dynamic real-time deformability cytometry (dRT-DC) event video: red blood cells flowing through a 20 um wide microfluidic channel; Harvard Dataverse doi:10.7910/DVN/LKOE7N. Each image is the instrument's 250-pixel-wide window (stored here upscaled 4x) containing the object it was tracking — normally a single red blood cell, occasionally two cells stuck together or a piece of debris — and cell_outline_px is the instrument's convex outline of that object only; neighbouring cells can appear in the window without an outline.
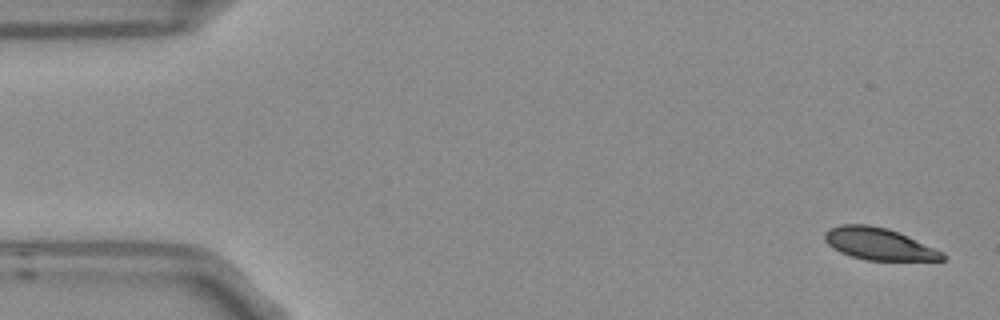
{"species": "Egyptian fruit bat (a non-hibernating species)", "species_latin": "Rousettus aegyptiacus", "temperature_condition": "room temperature", "stored_images_in_passage": 4, "camera_frame_rate_fps": 3000, "um_per_image_px": 0.085, "frame": {"image": 1, "passage_image": 4, "time_ms": 1.0, "image_size_px": [1000, 320], "cell_outline_px": [[948, 256], [944, 260], [864, 260], [840, 252], [828, 244], [824, 240], [824, 232], [828, 228], [840, 224], [868, 224], [888, 228], [944, 252]], "centroid_in_image_um": [74.68, 20.72], "position_along_channel_um": 10.3, "area_um2": 21.96}}